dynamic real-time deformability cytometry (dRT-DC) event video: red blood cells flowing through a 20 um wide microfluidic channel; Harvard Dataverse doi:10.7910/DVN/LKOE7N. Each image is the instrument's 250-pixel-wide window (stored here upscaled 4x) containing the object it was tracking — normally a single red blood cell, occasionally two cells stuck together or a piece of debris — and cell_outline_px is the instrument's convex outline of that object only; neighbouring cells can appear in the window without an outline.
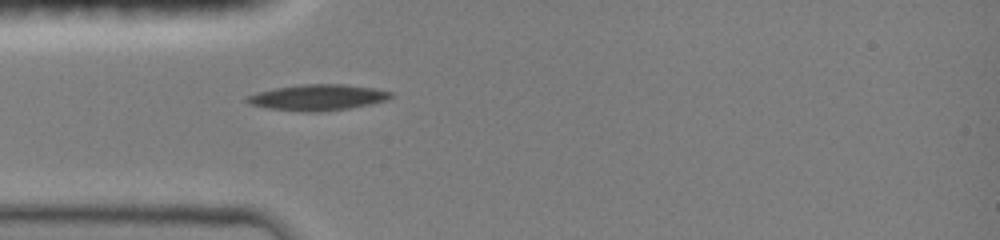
{"species": "common noctule bat (a hibernating species)", "species_latin": "Nyctalus noctula", "temperature_condition": "room temperature", "stored_images_in_passage": 35, "camera_frame_rate_fps": 3000, "um_per_image_px": 0.085, "animal": {"sex": "female", "body_mass_g": 19.0, "forearm_length_mm": 51.5}, "frame": {"image": 1, "passage_image": 1, "time_ms": 0.0, "image_size_px": [1000, 240], "cell_outline_px": [[392, 96], [388, 100], [372, 104], [348, 108], [320, 112], [308, 112], [264, 108], [248, 104], [244, 100], [248, 96], [256, 92], [276, 88], [304, 84], [344, 84], [372, 88], [392, 92]], "centroid_in_image_um": [26.98, 8.29], "position_along_channel_um": 58.0, "area_um2": 21.79}}
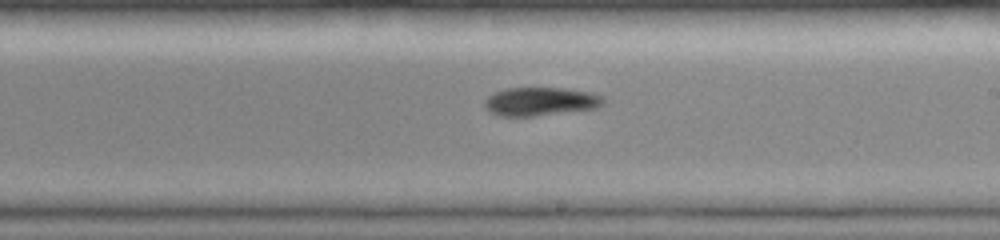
{"frame": {"image": 2, "passage_image": 15, "time_ms": 4.667, "image_size_px": [1000, 240], "cell_outline_px": [[604, 104], [596, 108], [532, 116], [500, 116], [488, 112], [484, 108], [484, 100], [488, 96], [496, 92], [508, 88], [564, 88], [592, 92], [604, 96]], "centroid_in_image_um": [45.93, 8.62], "position_along_channel_um": 243.1, "area_um2": 19.77}}
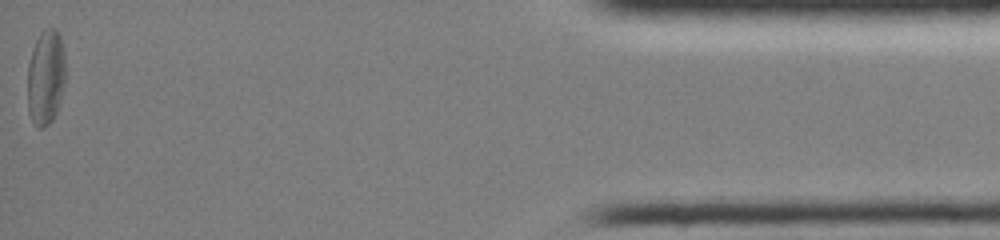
{"frame": {"image": 3, "passage_image": 35, "time_ms": 11.333, "image_size_px": [1000, 240], "cell_outline_px": [[68, 76], [56, 112], [52, 120], [44, 128], [36, 128], [28, 112], [28, 64], [32, 48], [40, 32], [44, 28], [56, 28], [60, 36], [64, 52]], "centroid_in_image_um": [3.92, 6.55], "position_along_channel_um": 431.3, "area_um2": 21.73}, "authors_computed_cell_mechanics": {"area_um2": 20.808, "velocity_mm_per_s": 4.0024, "shape_relaxation_time_tau1_ms": null, "shape_relaxation_time_tau2_ms": 10.568, "deformation_change_tau1": null, "deformation_change_tau2": 0.2203}}